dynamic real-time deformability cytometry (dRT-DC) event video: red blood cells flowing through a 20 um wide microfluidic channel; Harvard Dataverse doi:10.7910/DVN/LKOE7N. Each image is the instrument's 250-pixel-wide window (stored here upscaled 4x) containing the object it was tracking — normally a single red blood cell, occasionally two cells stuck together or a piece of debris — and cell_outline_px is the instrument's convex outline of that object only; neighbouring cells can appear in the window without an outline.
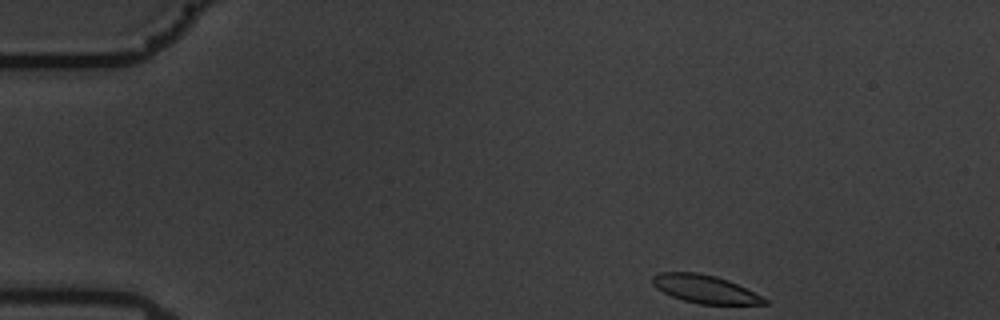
{"species": "common noctule bat (a hibernating species)", "species_latin": "Nyctalus noctula", "temperature_condition": "warm", "stored_images_in_passage": 51, "camera_frame_rate_fps": 3000, "um_per_image_px": 0.085, "animal": {"sex": "male", "body_mass_g": 19.5, "forearm_length_mm": 54.6}, "frame": {"image": 1, "passage_image": 1, "time_ms": 0.0, "image_size_px": [1000, 320], "cell_outline_px": [[768, 304], [700, 304], [684, 300], [672, 296], [656, 288], [652, 284], [652, 276], [660, 272], [696, 272], [716, 276], [728, 280], [768, 300]], "centroid_in_image_um": [59.87, 24.56], "position_along_channel_um": 25.1, "area_um2": 18.03}}
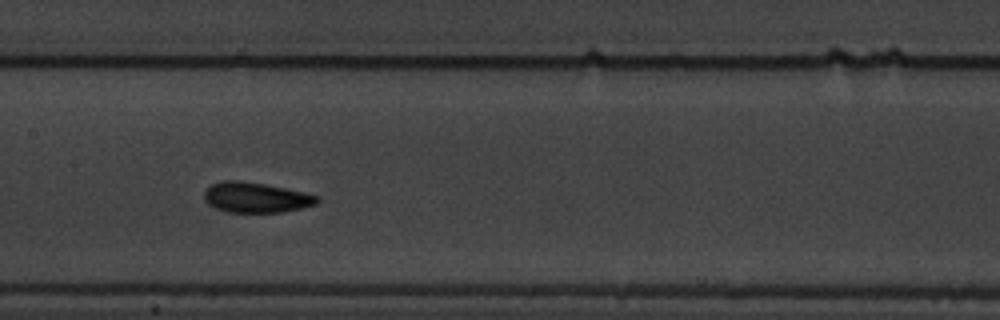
{"frame": {"image": 2, "passage_image": 22, "time_ms": 7.0, "image_size_px": [1000, 320], "cell_outline_px": [[320, 200], [316, 204], [284, 212], [228, 212], [216, 208], [208, 204], [204, 200], [204, 192], [212, 184], [224, 180], [240, 180], [264, 184], [304, 192], [320, 196]], "centroid_in_image_um": [21.76, 16.78], "position_along_channel_um": 185.6, "area_um2": 19.88}}
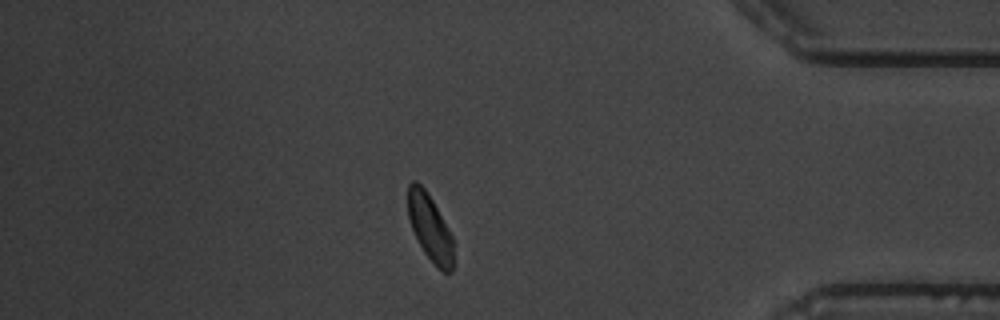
{"frame": {"image": 3, "passage_image": 43, "time_ms": 14.0, "image_size_px": [1000, 320], "cell_outline_px": [[452, 268], [448, 272], [444, 272], [424, 252], [412, 228], [408, 216], [408, 184], [412, 180], [416, 180], [424, 188], [432, 200], [448, 228], [452, 236]], "centroid_in_image_um": [36.51, 19.28], "position_along_channel_um": 398.7, "area_um2": 16.99}, "authors_computed_cell_mechanics": {"area_um2": 19.2474, "velocity_mm_per_s": 3.4759, "shape_relaxation_time_tau1_ms": 3.0798, "shape_relaxation_time_tau2_ms": 1.0885, "deformation_change_tau1": 0.1311, "deformation_change_tau2": 0.0579}}